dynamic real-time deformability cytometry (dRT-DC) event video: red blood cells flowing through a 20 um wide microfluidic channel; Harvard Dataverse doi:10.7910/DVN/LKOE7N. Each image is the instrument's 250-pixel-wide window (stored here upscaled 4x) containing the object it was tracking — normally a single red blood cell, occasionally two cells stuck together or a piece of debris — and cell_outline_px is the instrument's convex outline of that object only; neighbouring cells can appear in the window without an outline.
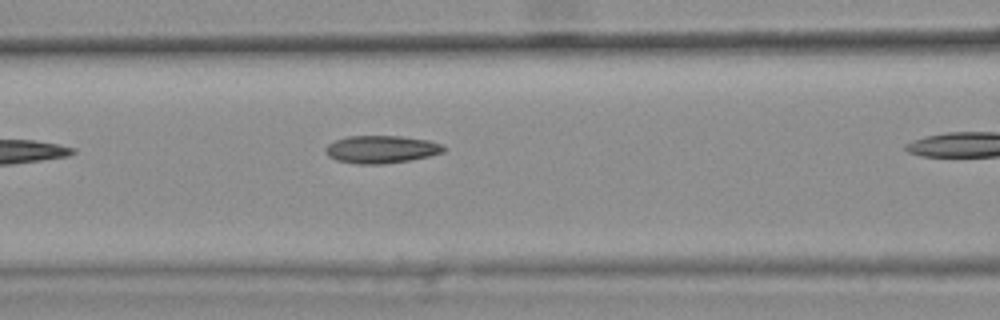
{"species": "common noctule bat (a hibernating species)", "species_latin": "Nyctalus noctula", "temperature_condition": "warm", "stored_images_in_passage": 5, "camera_frame_rate_fps": 3000, "um_per_image_px": 0.085, "animal": {"sex": "female", "body_mass_g": 25.1}, "frame": {"image": 1, "passage_image": 4, "time_ms": 1.0, "image_size_px": [1000, 320], "cell_outline_px": [[448, 148], [444, 152], [428, 156], [408, 160], [384, 164], [356, 164], [336, 160], [328, 156], [324, 152], [328, 144], [336, 140], [348, 136], [400, 136], [428, 140], [444, 144]], "centroid_in_image_um": [32.43, 12.69], "position_along_channel_um": 134.2, "area_um2": 19.13}}